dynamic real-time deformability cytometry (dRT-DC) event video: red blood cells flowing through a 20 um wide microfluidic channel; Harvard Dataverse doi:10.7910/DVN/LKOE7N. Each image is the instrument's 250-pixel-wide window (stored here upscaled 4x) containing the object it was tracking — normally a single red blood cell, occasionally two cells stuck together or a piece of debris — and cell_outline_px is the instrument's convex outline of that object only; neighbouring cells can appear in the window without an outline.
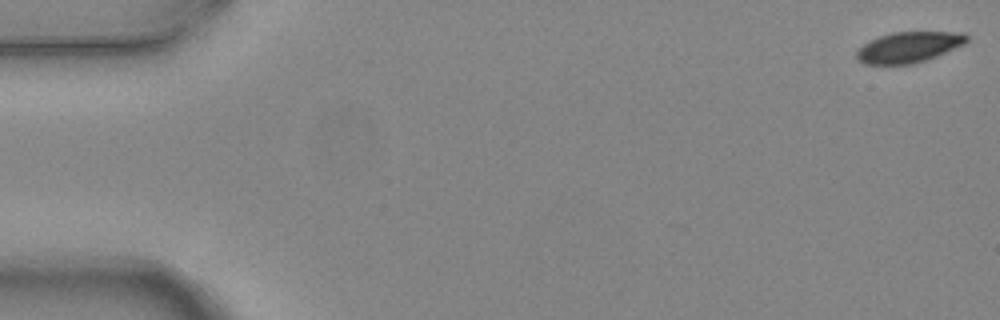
{"species": "common noctule bat (a hibernating species)", "species_latin": "Nyctalus noctula", "temperature_condition": "warm", "stored_images_in_passage": 5, "camera_frame_rate_fps": 3000, "um_per_image_px": 0.085, "animal": {"sex": "female", "body_mass_g": 24.6, "forearm_length_mm": 56.2}, "frame": {"image": 1, "passage_image": 1, "time_ms": 0.0, "image_size_px": [1000, 320], "cell_outline_px": [[968, 40], [964, 44], [936, 56], [912, 64], [864, 64], [856, 60], [856, 52], [868, 40], [892, 32], [964, 32], [968, 36]], "centroid_in_image_um": [77.22, 4.0], "position_along_channel_um": 7.8, "area_um2": 19.65}}
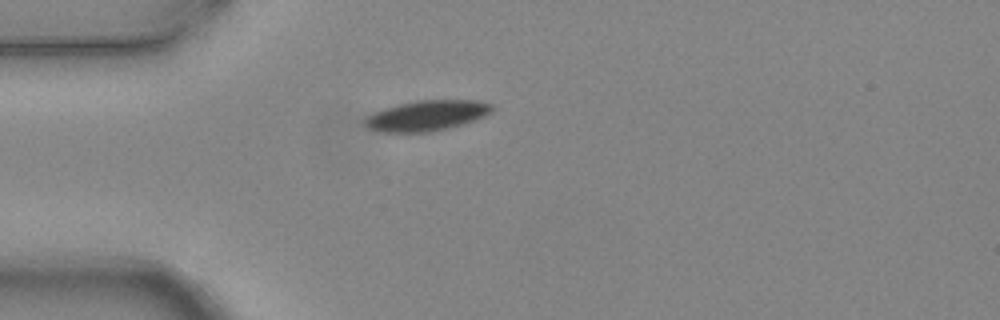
{"frame": {"image": 2, "passage_image": 5, "time_ms": 1.333, "image_size_px": [1000, 320], "cell_outline_px": [[492, 112], [484, 116], [448, 128], [428, 132], [384, 132], [368, 128], [364, 124], [364, 120], [372, 112], [384, 108], [416, 100], [480, 100], [492, 104]], "centroid_in_image_um": [36.26, 9.81], "position_along_channel_um": 48.7, "area_um2": 22.37}}